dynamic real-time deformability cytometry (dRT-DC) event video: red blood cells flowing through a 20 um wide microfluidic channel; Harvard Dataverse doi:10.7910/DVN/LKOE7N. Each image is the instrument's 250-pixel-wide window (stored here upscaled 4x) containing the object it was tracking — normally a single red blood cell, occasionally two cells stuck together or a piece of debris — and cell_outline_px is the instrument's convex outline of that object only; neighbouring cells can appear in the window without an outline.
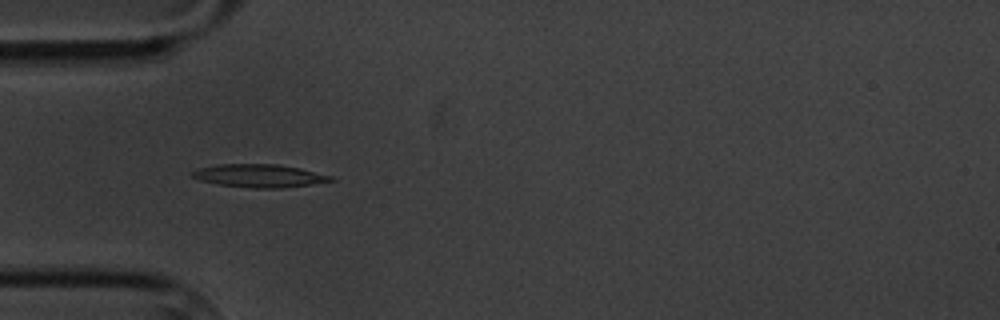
{"species": "common noctule bat (a hibernating species)", "species_latin": "Nyctalus noctula", "temperature_condition": "cold", "stored_images_in_passage": 6, "camera_frame_rate_fps": 3000, "um_per_image_px": 0.085, "animal": {"sex": "male", "body_mass_g": 20.1, "forearm_length_mm": 53.5}, "frame": {"image": 1, "passage_image": 5, "time_ms": 4.667, "image_size_px": [1000, 320], "cell_outline_px": [[336, 180], [280, 188], [252, 188], [216, 184], [200, 180], [192, 176], [192, 172], [200, 168], [220, 164], [276, 164], [300, 168], [332, 176]], "centroid_in_image_um": [22.03, 14.94], "position_along_channel_um": 63.0, "area_um2": 18.32}}
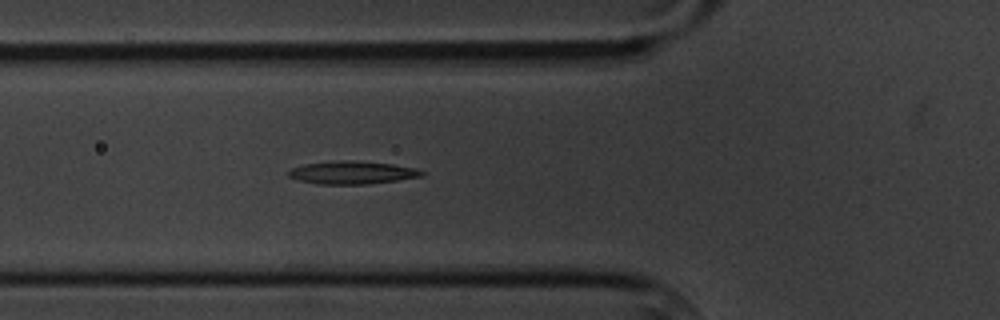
{"frame": {"image": 2, "passage_image": 6, "time_ms": 5.667, "image_size_px": [1000, 320], "cell_outline_px": [[424, 176], [368, 184], [320, 184], [296, 180], [288, 176], [288, 172], [292, 168], [304, 164], [344, 160], [352, 160], [392, 164], [416, 168], [424, 172]], "centroid_in_image_um": [29.93, 14.67], "position_along_channel_um": 95.9, "area_um2": 17.69}}